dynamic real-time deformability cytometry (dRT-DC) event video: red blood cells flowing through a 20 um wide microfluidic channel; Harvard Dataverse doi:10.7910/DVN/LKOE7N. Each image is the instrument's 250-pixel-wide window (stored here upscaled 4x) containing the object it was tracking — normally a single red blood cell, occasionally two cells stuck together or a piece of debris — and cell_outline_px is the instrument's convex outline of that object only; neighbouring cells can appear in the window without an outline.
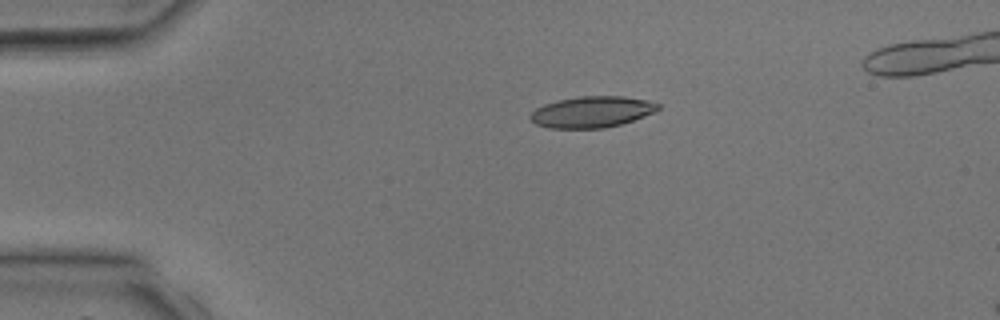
{"species": "common noctule bat (a hibernating species)", "species_latin": "Nyctalus noctula", "temperature_condition": "room temperature", "stored_images_in_passage": 5, "camera_frame_rate_fps": 3000, "um_per_image_px": 0.085, "animal": {"sex": "male", "body_mass_g": 17.9, "forearm_length_mm": 54.2}, "frame": {"image": 1, "passage_image": 3, "time_ms": 2.333, "image_size_px": [1000, 320], "cell_outline_px": [[660, 108], [644, 116], [620, 124], [604, 128], [548, 128], [536, 124], [528, 116], [536, 108], [544, 104], [556, 100], [580, 96], [624, 96], [648, 100], [660, 104]], "centroid_in_image_um": [50.29, 9.5], "position_along_channel_um": 34.7, "area_um2": 23.18}}